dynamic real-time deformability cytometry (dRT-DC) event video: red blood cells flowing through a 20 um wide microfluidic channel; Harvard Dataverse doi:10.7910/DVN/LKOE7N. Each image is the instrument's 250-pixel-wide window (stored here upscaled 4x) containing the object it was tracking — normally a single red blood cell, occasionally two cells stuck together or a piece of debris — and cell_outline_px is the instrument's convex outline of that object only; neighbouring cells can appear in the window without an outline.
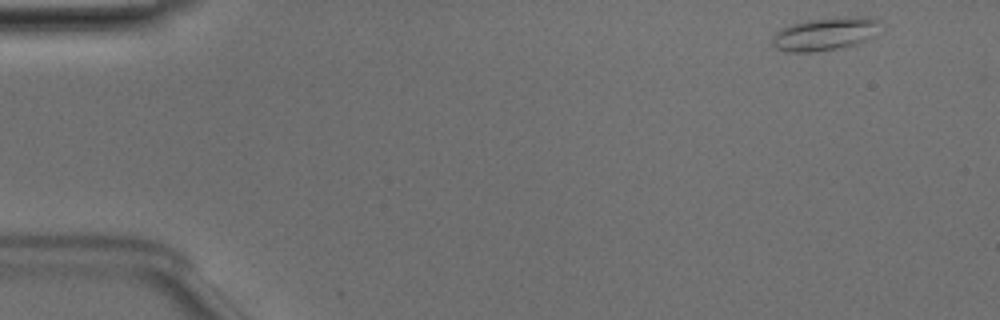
{"species": "Egyptian fruit bat (a non-hibernating species)", "species_latin": "Rousettus aegyptiacus", "temperature_condition": "room temperature", "stored_images_in_passage": 4, "camera_frame_rate_fps": 3000, "um_per_image_px": 0.085, "animal": {"sex": "male"}, "frame": {"image": 1, "passage_image": 1, "time_ms": 0.0, "image_size_px": [1000, 320], "cell_outline_px": [[884, 24], [872, 36], [860, 44], [844, 48], [816, 52], [788, 52], [776, 48], [772, 44], [772, 36], [776, 32], [792, 24], [808, 20], [832, 16], [872, 16], [880, 20]], "centroid_in_image_um": [70.22, 2.87], "position_along_channel_um": 14.8, "area_um2": 21.5}}